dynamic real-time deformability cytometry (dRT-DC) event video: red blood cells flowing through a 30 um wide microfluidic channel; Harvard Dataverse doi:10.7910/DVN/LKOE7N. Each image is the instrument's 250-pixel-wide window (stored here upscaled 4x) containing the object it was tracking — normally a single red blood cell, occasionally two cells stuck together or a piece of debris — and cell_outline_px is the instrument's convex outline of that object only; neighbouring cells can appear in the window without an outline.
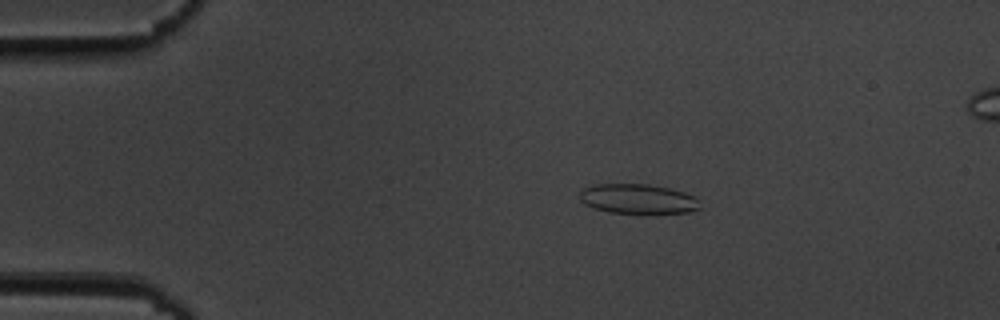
{"species": "common noctule bat (a hibernating species)", "species_latin": "Nyctalus noctula", "temperature_condition": "cold", "stored_images_in_passage": 52, "camera_frame_rate_fps": 3000, "um_per_image_px": 0.085, "animal": {"sex": "male", "body_mass_g": 19.5, "forearm_length_mm": 54.6}, "frame": {"image": 1, "passage_image": 7, "time_ms": 2.0, "image_size_px": [1000, 320], "cell_outline_px": [[700, 208], [688, 212], [608, 212], [592, 208], [584, 204], [580, 200], [580, 192], [584, 188], [596, 184], [648, 184], [668, 188], [684, 192], [696, 196]], "centroid_in_image_um": [54.19, 16.89], "position_along_channel_um": 30.8, "area_um2": 20.52}}
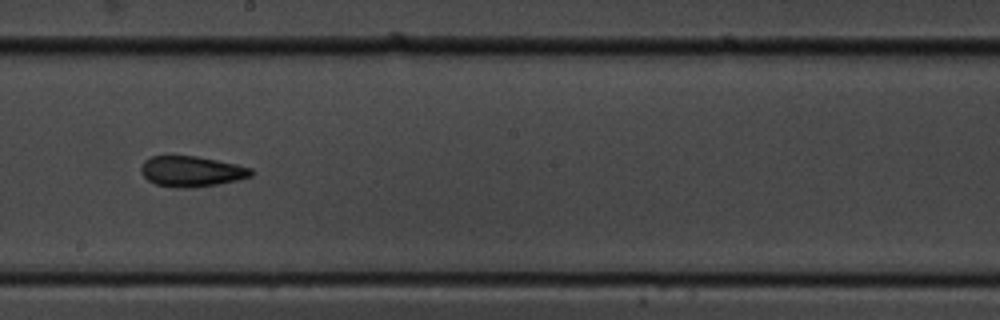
{"frame": {"image": 2, "passage_image": 28, "time_ms": 9.0, "image_size_px": [1000, 320], "cell_outline_px": [[256, 172], [252, 176], [240, 180], [192, 188], [180, 188], [156, 184], [148, 180], [140, 172], [140, 168], [144, 160], [152, 156], [196, 156], [236, 164], [252, 168]], "centroid_in_image_um": [16.31, 14.57], "position_along_channel_um": 231.9, "area_um2": 19.71}}
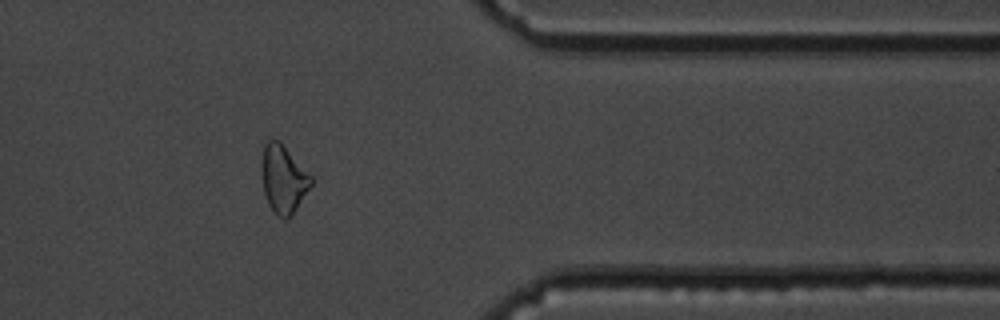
{"frame": {"image": 3, "passage_image": 42, "time_ms": 13.667, "image_size_px": [1000, 320], "cell_outline_px": [[312, 184], [288, 220], [284, 220], [276, 216], [268, 204], [264, 192], [260, 164], [264, 144], [268, 140], [280, 140], [312, 176]], "centroid_in_image_um": [24.06, 15.21], "position_along_channel_um": 387.3, "area_um2": 19.77}, "authors_computed_cell_mechanics": {"area_um2": 20.3167, "velocity_mm_per_s": 3.637, "shape_relaxation_time_tau1_ms": null, "shape_relaxation_time_tau2_ms": 3.5815, "deformation_change_tau1": null, "deformation_change_tau2": 0.1195}}